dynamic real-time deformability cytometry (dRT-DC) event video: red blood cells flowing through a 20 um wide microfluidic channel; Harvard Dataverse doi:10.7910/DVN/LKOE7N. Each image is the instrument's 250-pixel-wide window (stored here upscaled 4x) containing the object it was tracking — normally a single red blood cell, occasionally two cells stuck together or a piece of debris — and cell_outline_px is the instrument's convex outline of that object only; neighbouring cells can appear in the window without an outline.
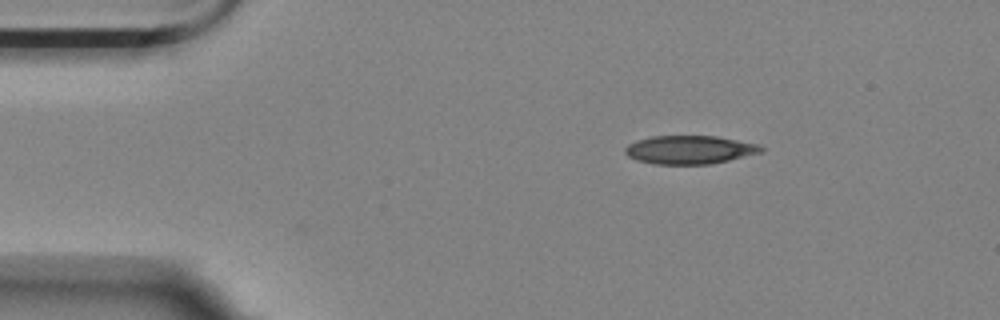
{"species": "Egyptian fruit bat (a non-hibernating species)", "species_latin": "Rousettus aegyptiacus", "temperature_condition": "room temperature", "stored_images_in_passage": 36, "camera_frame_rate_fps": 3000, "um_per_image_px": 0.085, "animal": {"sex": "female"}, "frame": {"image": 1, "passage_image": 1, "time_ms": 0.0, "image_size_px": [1000, 320], "cell_outline_px": [[764, 148], [760, 152], [728, 160], [708, 164], [656, 164], [636, 160], [628, 156], [624, 152], [624, 148], [628, 144], [636, 140], [652, 136], [716, 136], [760, 144]], "centroid_in_image_um": [58.58, 12.72], "position_along_channel_um": 26.4, "area_um2": 22.43}}
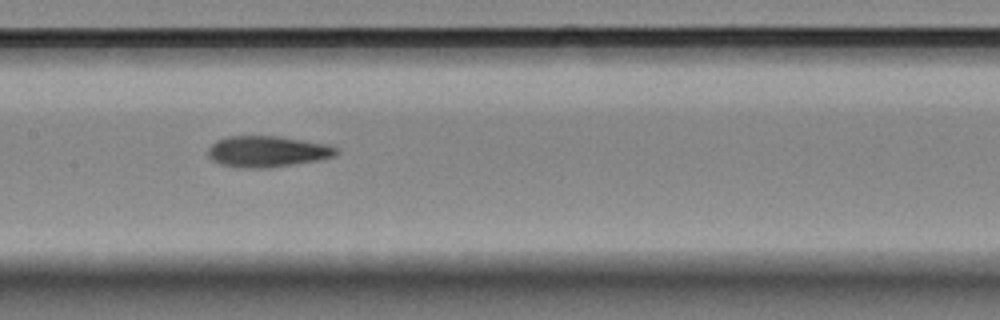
{"frame": {"image": 2, "passage_image": 19, "time_ms": 6.0, "image_size_px": [1000, 320], "cell_outline_px": [[340, 152], [332, 156], [320, 160], [268, 168], [244, 168], [220, 164], [212, 160], [208, 156], [208, 148], [216, 140], [228, 136], [280, 136], [328, 144], [336, 148]], "centroid_in_image_um": [22.71, 12.87], "position_along_channel_um": 184.7, "area_um2": 23.35}}
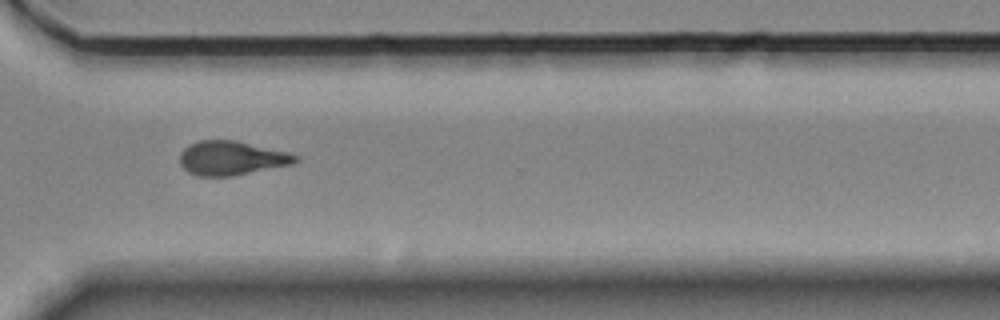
{"frame": {"image": 3, "passage_image": 33, "time_ms": 10.667, "image_size_px": [1000, 320], "cell_outline_px": [[300, 160], [292, 164], [232, 176], [196, 176], [188, 172], [180, 164], [180, 152], [188, 144], [200, 140], [236, 140], [288, 152], [300, 156]], "centroid_in_image_um": [19.67, 13.43], "position_along_channel_um": 350.9, "area_um2": 23.12}, "authors_computed_cell_mechanics": {"area_um2": 23.12, "velocity_mm_per_s": 3.5671, "shape_relaxation_time_tau1_ms": 6.1756, "shape_relaxation_time_tau2_ms": 4.1592, "deformation_change_tau1": 0.1898, "deformation_change_tau2": 0.1185}}